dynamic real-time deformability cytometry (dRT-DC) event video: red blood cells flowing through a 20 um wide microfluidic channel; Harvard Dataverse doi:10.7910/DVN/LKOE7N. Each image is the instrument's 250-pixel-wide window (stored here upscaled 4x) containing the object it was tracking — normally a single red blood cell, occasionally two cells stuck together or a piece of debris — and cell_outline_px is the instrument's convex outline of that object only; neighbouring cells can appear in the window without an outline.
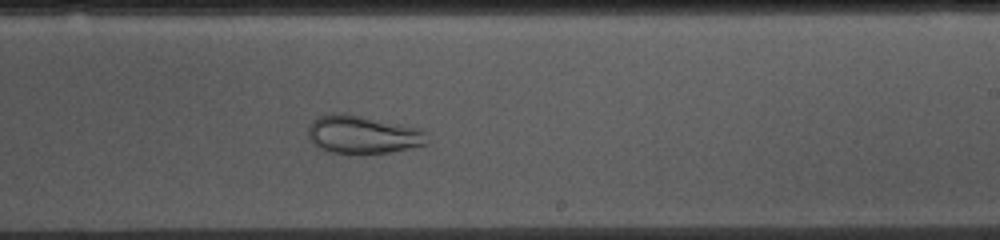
{"species": "common noctule bat (a hibernating species)", "species_latin": "Nyctalus noctula", "temperature_condition": "cold", "stored_images_in_passage": 49, "camera_frame_rate_fps": 3000, "um_per_image_px": 0.085, "animal": {"sex": "female", "body_mass_g": 10.0, "forearm_length_mm": 53.1}, "frame": {"image": 1, "passage_image": 31, "time_ms": 10.0, "image_size_px": [1000, 240], "cell_outline_px": [[428, 144], [388, 152], [328, 152], [312, 144], [308, 140], [308, 124], [312, 120], [328, 112], [344, 112], [420, 128], [428, 132]], "centroid_in_image_um": [30.8, 11.4], "position_along_channel_um": 258.2, "area_um2": 26.59}}
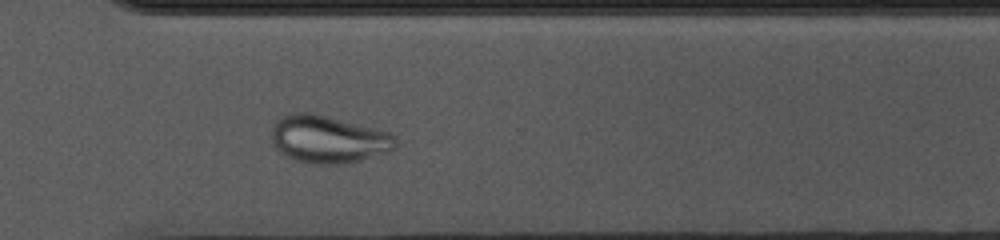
{"frame": {"image": 2, "passage_image": 38, "time_ms": 12.333, "image_size_px": [1000, 240], "cell_outline_px": [[396, 148], [392, 152], [344, 164], [316, 164], [300, 160], [288, 156], [280, 152], [276, 148], [272, 140], [272, 128], [276, 120], [280, 116], [296, 112], [308, 112], [380, 128], [396, 136]], "centroid_in_image_um": [27.96, 11.83], "position_along_channel_um": 342.6, "area_um2": 34.56}}
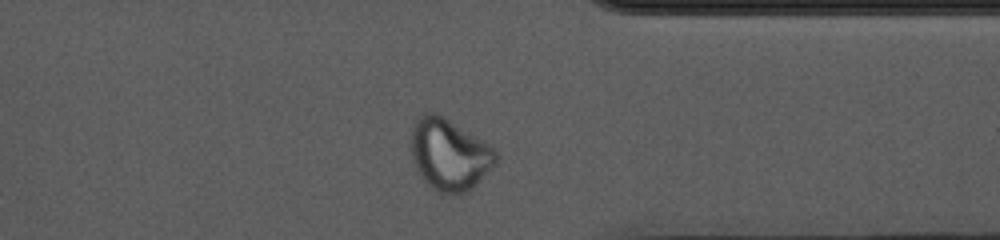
{"frame": {"image": 3, "passage_image": 41, "time_ms": 13.333, "image_size_px": [1000, 240], "cell_outline_px": [[496, 164], [472, 188], [464, 192], [440, 192], [432, 188], [420, 176], [416, 168], [412, 156], [412, 124], [424, 112], [436, 112], [444, 116], [496, 148]], "centroid_in_image_um": [38.2, 13.09], "position_along_channel_um": 373.2, "area_um2": 35.08}}